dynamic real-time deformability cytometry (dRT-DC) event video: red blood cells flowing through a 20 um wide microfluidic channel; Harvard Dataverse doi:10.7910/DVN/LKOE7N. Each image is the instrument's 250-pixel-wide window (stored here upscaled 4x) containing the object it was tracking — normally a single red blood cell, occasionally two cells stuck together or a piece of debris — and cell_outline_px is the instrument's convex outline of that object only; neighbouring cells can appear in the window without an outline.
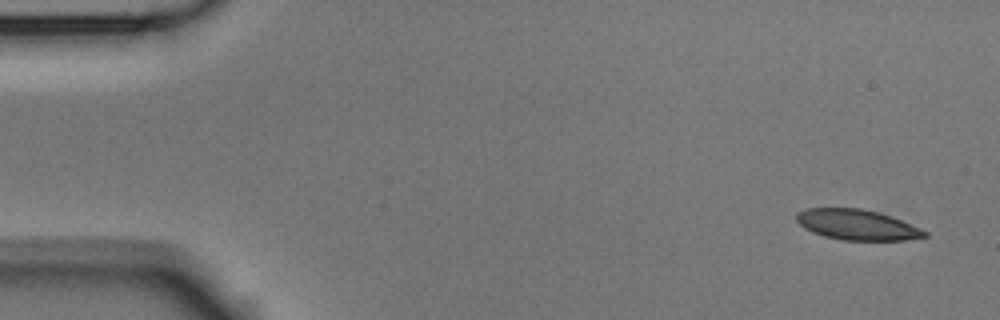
{"species": "Egyptian fruit bat (a non-hibernating species)", "species_latin": "Rousettus aegyptiacus", "temperature_condition": "room temperature", "stored_images_in_passage": 7, "camera_frame_rate_fps": 3000, "um_per_image_px": 0.085, "animal": {"sex": "male"}, "frame": {"image": 1, "passage_image": 1, "time_ms": 0.0, "image_size_px": [1000, 320], "cell_outline_px": [[928, 236], [904, 240], [844, 240], [824, 236], [812, 232], [804, 228], [796, 220], [796, 212], [808, 208], [860, 208], [876, 212], [900, 220], [928, 232]], "centroid_in_image_um": [72.8, 19.1], "position_along_channel_um": 12.2, "area_um2": 22.43}}
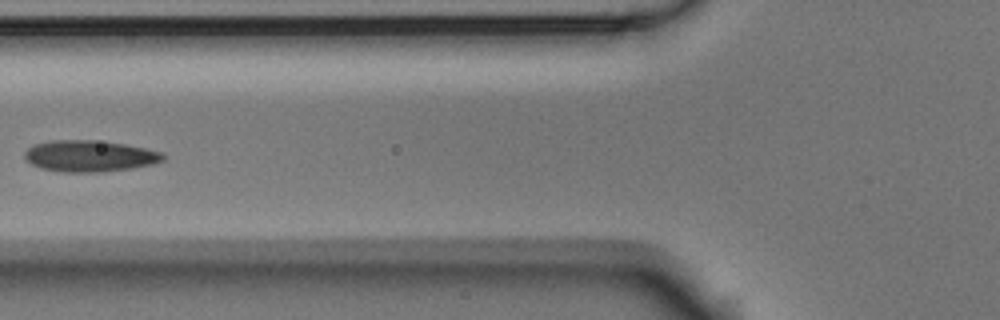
{"frame": {"image": 2, "passage_image": 6, "time_ms": 1.667, "image_size_px": [1000, 320], "cell_outline_px": [[164, 160], [152, 164], [132, 168], [100, 172], [60, 172], [40, 168], [24, 160], [24, 152], [28, 148], [36, 144], [48, 140], [92, 140], [124, 144], [164, 152]], "centroid_in_image_um": [7.59, 13.26], "position_along_channel_um": 118.2, "area_um2": 25.37}}
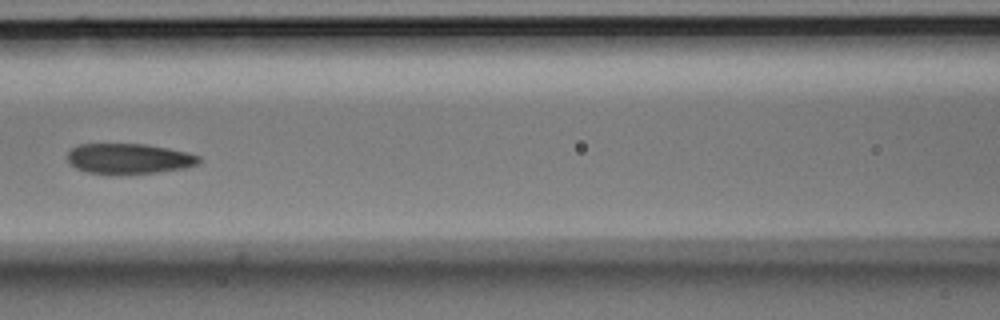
{"frame": {"image": 3, "passage_image": 7, "time_ms": 2.0, "image_size_px": [1000, 320], "cell_outline_px": [[200, 160], [196, 164], [184, 168], [156, 172], [88, 172], [76, 168], [68, 160], [68, 152], [72, 148], [80, 144], [144, 144], [168, 148], [188, 152], [200, 156]], "centroid_in_image_um": [10.98, 13.45], "position_along_channel_um": 155.6, "area_um2": 22.48}}